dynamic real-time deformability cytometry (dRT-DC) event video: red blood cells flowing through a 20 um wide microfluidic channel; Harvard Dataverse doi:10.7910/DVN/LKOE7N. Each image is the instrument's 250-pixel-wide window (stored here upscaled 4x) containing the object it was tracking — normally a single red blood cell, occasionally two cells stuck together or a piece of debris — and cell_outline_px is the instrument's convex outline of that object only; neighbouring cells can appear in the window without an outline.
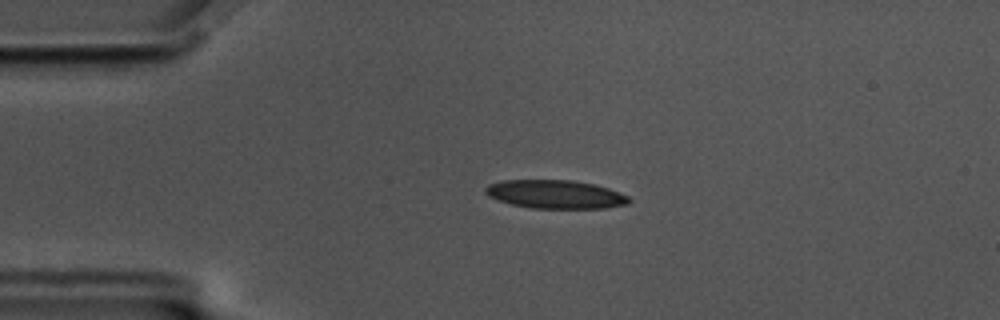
{"species": "common noctule bat (a hibernating species)", "species_latin": "Nyctalus noctula", "temperature_condition": "cold", "stored_images_in_passage": 48, "camera_frame_rate_fps": 3000, "um_per_image_px": 0.085, "animal": {"sex": "male", "body_mass_g": 17.5, "forearm_length_mm": 52.3}, "frame": {"image": 1, "passage_image": 4, "time_ms": 1.0, "image_size_px": [1000, 320], "cell_outline_px": [[632, 200], [628, 204], [608, 208], [532, 208], [512, 204], [488, 196], [484, 192], [484, 188], [488, 184], [500, 180], [572, 180], [596, 184], [620, 192], [628, 196]], "centroid_in_image_um": [47.23, 16.51], "position_along_channel_um": 37.8, "area_um2": 23.99}}
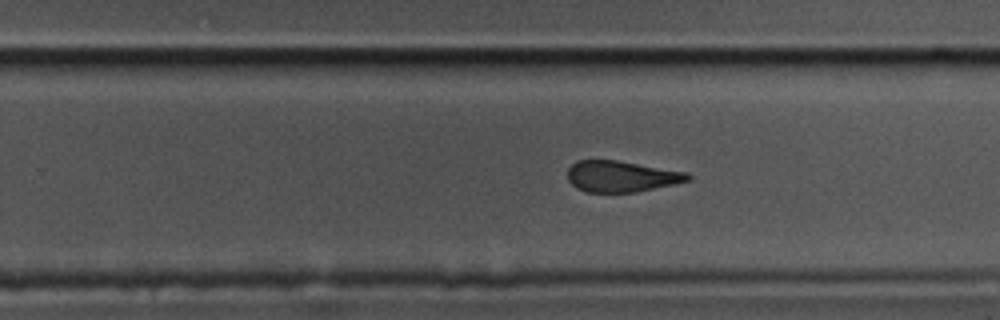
{"frame": {"image": 2, "passage_image": 27, "time_ms": 8.667, "image_size_px": [1000, 320], "cell_outline_px": [[692, 180], [636, 192], [588, 192], [576, 188], [568, 180], [568, 168], [576, 160], [616, 160], [684, 172], [692, 176]], "centroid_in_image_um": [52.78, 14.99], "position_along_channel_um": 277.0, "area_um2": 21.62}}
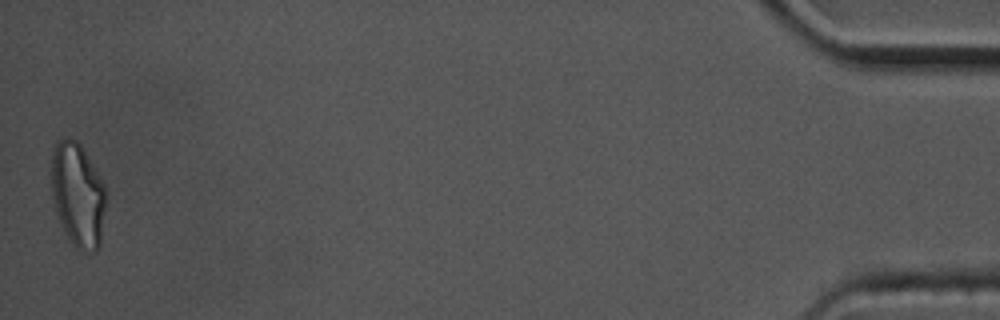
{"frame": {"image": 3, "passage_image": 48, "time_ms": 15.667, "image_size_px": [1000, 320], "cell_outline_px": [[104, 208], [100, 248], [96, 252], [84, 252], [76, 248], [72, 244], [64, 232], [56, 212], [52, 196], [52, 148], [56, 140], [68, 136], [76, 140], [80, 144], [104, 184]], "centroid_in_image_um": [6.59, 16.57], "position_along_channel_um": 428.6, "area_um2": 33.06}, "authors_computed_cell_mechanics": {"area_um2": 24.1604, "velocity_mm_per_s": 3.5128, "shape_relaxation_time_tau1_ms": 7.3356, "shape_relaxation_time_tau2_ms": 2.3128, "deformation_change_tau1": 0.1645, "deformation_change_tau2": 0.1015}}